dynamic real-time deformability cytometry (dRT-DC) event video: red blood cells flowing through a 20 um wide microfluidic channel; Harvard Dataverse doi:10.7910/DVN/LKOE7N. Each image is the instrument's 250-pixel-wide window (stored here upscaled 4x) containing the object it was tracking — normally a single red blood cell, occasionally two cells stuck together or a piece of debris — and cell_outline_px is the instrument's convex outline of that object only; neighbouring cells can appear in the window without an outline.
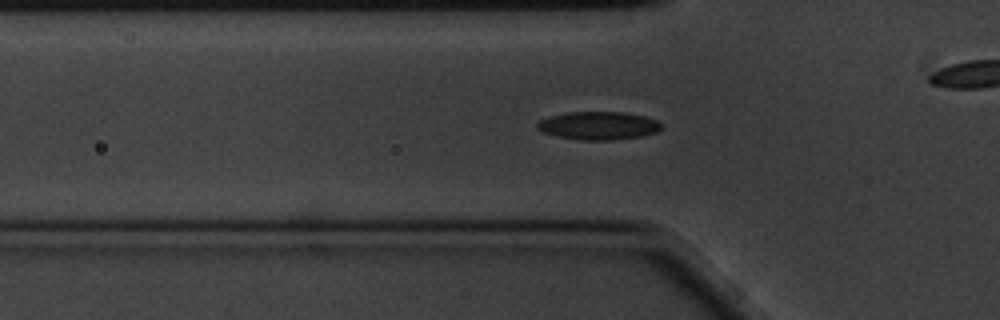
{"species": "common noctule bat (a hibernating species)", "species_latin": "Nyctalus noctula", "temperature_condition": "cold", "stored_images_in_passage": 46, "camera_frame_rate_fps": 3000, "um_per_image_px": 0.085, "animal": {"sex": "male", "body_mass_g": 20.1, "forearm_length_mm": 53.5}, "frame": {"image": 1, "passage_image": 5, "time_ms": 1.333, "image_size_px": [1000, 320], "cell_outline_px": [[664, 128], [656, 132], [640, 136], [612, 140], [580, 140], [560, 136], [544, 132], [536, 128], [536, 124], [540, 120], [548, 116], [568, 112], [624, 112], [644, 116], [656, 120], [664, 124]], "centroid_in_image_um": [50.9, 10.67], "position_along_channel_um": 74.9, "area_um2": 20.35}}
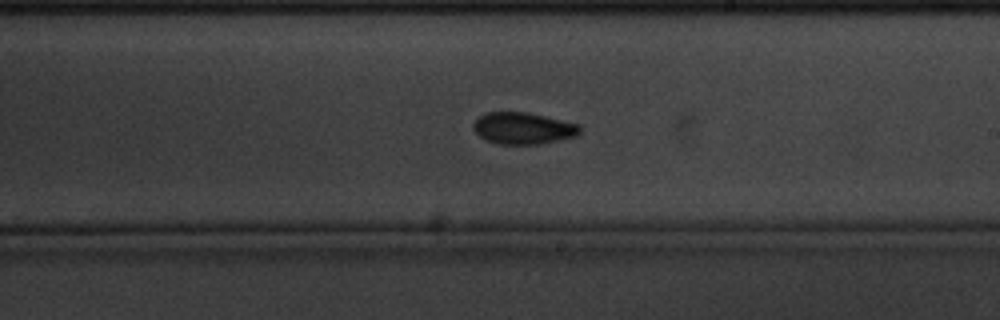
{"frame": {"image": 2, "passage_image": 20, "time_ms": 6.333, "image_size_px": [1000, 320], "cell_outline_px": [[580, 132], [576, 136], [540, 144], [500, 144], [488, 140], [480, 136], [472, 128], [472, 124], [480, 116], [488, 112], [528, 112], [580, 124]], "centroid_in_image_um": [44.48, 10.89], "position_along_channel_um": 244.5, "area_um2": 19.59}}
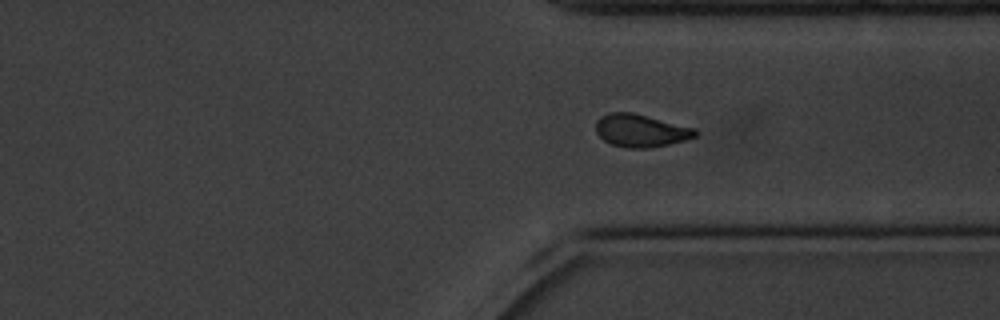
{"frame": {"image": 3, "passage_image": 30, "time_ms": 9.667, "image_size_px": [1000, 320], "cell_outline_px": [[700, 132], [696, 136], [684, 140], [668, 144], [648, 148], [628, 148], [612, 144], [604, 140], [596, 132], [596, 120], [600, 116], [608, 112], [632, 112], [696, 128]], "centroid_in_image_um": [54.47, 11.09], "position_along_channel_um": 356.9, "area_um2": 19.02}, "authors_computed_cell_mechanics": {"area_um2": 19.0451, "velocity_mm_per_s": 3.3808, "shape_relaxation_time_tau1_ms": 5.4313, "shape_relaxation_time_tau2_ms": null, "deformation_change_tau1": 0.1215, "deformation_change_tau2": null}}